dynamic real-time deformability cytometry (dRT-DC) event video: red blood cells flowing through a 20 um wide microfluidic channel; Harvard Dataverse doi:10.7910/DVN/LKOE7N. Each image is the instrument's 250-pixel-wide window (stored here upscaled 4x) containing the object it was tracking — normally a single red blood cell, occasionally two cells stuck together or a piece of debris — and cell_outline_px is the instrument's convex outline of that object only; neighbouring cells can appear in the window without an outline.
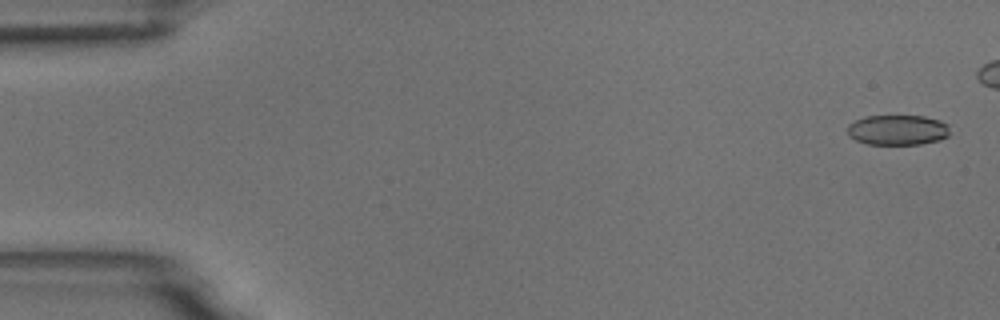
{"species": "common noctule bat (a hibernating species)", "species_latin": "Nyctalus noctula", "temperature_condition": "room temperature", "stored_images_in_passage": 47, "camera_frame_rate_fps": 3000, "um_per_image_px": 0.085, "animal": {"sex": "male", "body_mass_g": 18.8}, "frame": {"image": 1, "passage_image": 2, "time_ms": 0.333, "image_size_px": [1000, 320], "cell_outline_px": [[948, 136], [940, 140], [920, 144], [868, 144], [856, 140], [848, 136], [848, 124], [864, 116], [924, 116], [940, 120], [948, 124]], "centroid_in_image_um": [76.29, 11.04], "position_along_channel_um": 8.7, "area_um2": 18.03}}
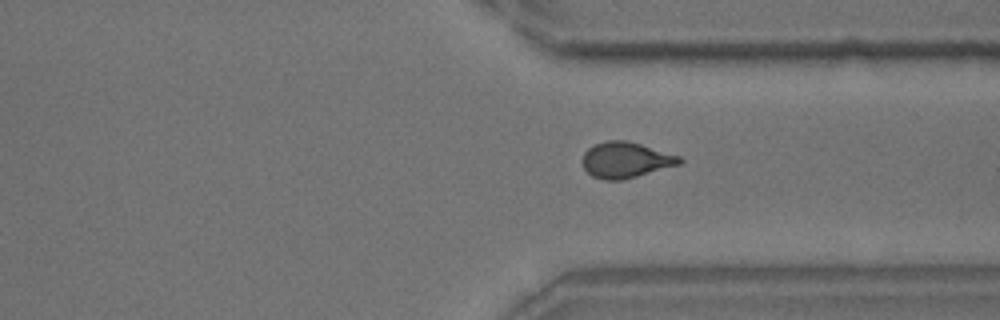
{"frame": {"image": 2, "passage_image": 41, "time_ms": 13.333, "image_size_px": [1000, 320], "cell_outline_px": [[684, 160], [680, 164], [624, 180], [604, 180], [592, 176], [584, 168], [584, 152], [588, 148], [596, 144], [608, 140], [628, 140], [680, 156]], "centroid_in_image_um": [53.21, 13.6], "position_along_channel_um": 358.2, "area_um2": 20.17}}
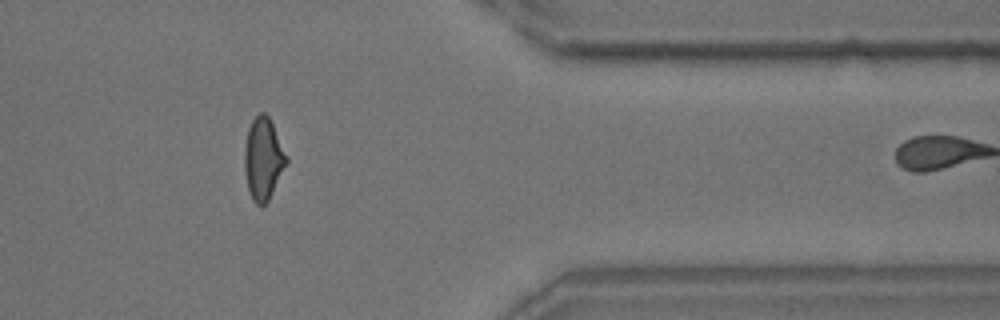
{"frame": {"image": 3, "passage_image": 45, "time_ms": 14.667, "image_size_px": [1000, 320], "cell_outline_px": [[288, 160], [268, 200], [260, 208], [252, 200], [248, 188], [244, 168], [244, 148], [248, 128], [252, 120], [260, 112], [264, 112], [268, 116], [288, 156]], "centroid_in_image_um": [22.36, 13.49], "position_along_channel_um": 389.0, "area_um2": 19.88}}